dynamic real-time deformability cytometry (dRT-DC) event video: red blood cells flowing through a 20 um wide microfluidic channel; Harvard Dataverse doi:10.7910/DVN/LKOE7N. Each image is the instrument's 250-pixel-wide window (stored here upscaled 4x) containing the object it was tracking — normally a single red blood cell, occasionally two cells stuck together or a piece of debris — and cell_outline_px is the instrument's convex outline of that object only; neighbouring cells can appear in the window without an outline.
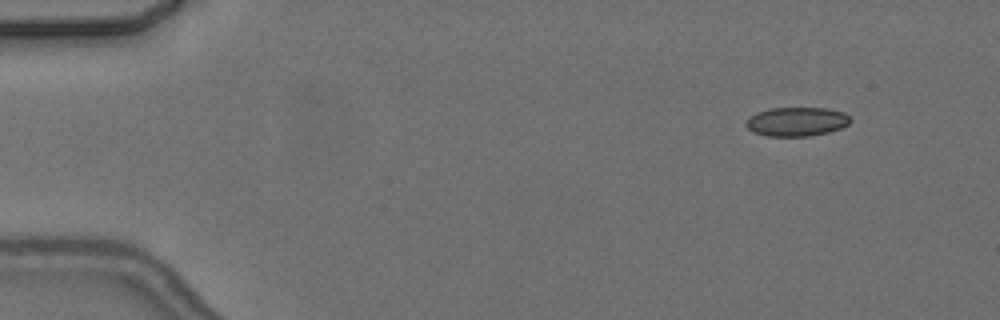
{"species": "common noctule bat (a hibernating species)", "species_latin": "Nyctalus noctula", "temperature_condition": "cold", "stored_images_in_passage": 5, "camera_frame_rate_fps": 3000, "um_per_image_px": 0.085, "animal": {"sex": "female", "body_mass_g": 24.6, "forearm_length_mm": 56.2}, "frame": {"image": 1, "passage_image": 2, "time_ms": 1.0, "image_size_px": [1000, 320], "cell_outline_px": [[852, 120], [848, 124], [840, 128], [828, 132], [808, 136], [768, 136], [752, 132], [744, 124], [756, 112], [772, 108], [828, 108], [844, 112]], "centroid_in_image_um": [67.72, 10.34], "position_along_channel_um": 17.3, "area_um2": 17.57}}